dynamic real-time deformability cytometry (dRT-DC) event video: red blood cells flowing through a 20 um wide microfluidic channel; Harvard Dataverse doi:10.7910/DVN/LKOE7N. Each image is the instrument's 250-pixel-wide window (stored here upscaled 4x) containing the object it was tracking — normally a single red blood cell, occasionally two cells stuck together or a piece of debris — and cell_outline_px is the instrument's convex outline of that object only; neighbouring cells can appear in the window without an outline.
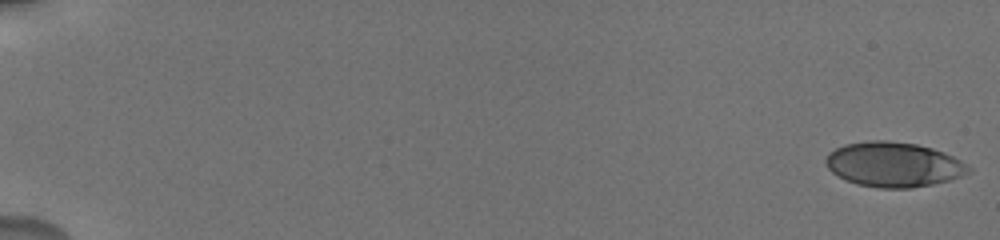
{"species": "human", "species_latin": "Homo sapiens", "temperature_condition": "cold", "stored_images_in_passage": 41, "camera_frame_rate_fps": 3000, "um_per_image_px": 0.085, "donor": {"sex": "male"}, "frame": {"image": 1, "passage_image": 1, "time_ms": 0.0, "image_size_px": [1000, 240], "cell_outline_px": [[972, 168], [968, 172], [960, 176], [948, 180], [932, 184], [912, 188], [880, 188], [856, 184], [832, 172], [828, 168], [824, 160], [828, 152], [844, 144], [868, 140], [888, 140], [916, 144], [932, 148], [944, 152], [960, 160]], "centroid_in_image_um": [75.93, 13.97], "position_along_channel_um": 9.1, "area_um2": 37.22}}
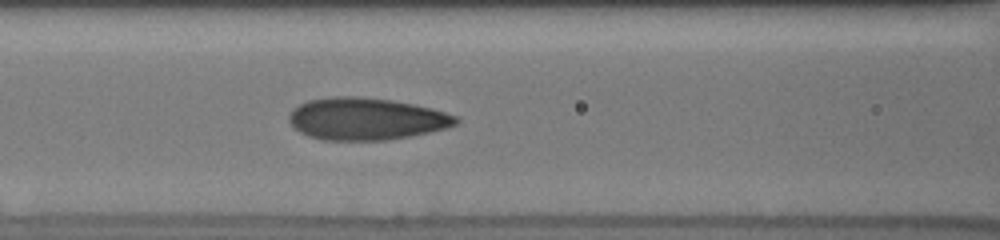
{"frame": {"image": 2, "passage_image": 21, "time_ms": 8.667, "image_size_px": [1000, 240], "cell_outline_px": [[460, 120], [456, 124], [444, 128], [412, 136], [388, 140], [324, 140], [308, 136], [300, 132], [288, 120], [288, 116], [292, 108], [308, 100], [332, 96], [360, 96], [392, 100], [416, 104], [432, 108], [456, 116]], "centroid_in_image_um": [31.11, 10.09], "position_along_channel_um": 135.5, "area_um2": 41.15}}
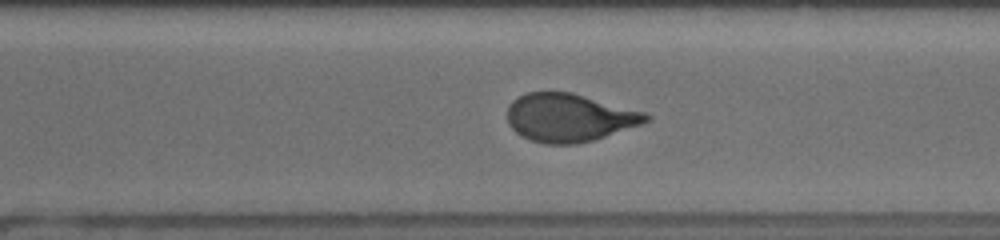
{"frame": {"image": 3, "passage_image": 33, "time_ms": 13.667, "image_size_px": [1000, 240], "cell_outline_px": [[652, 120], [592, 140], [576, 144], [544, 144], [532, 140], [516, 132], [508, 124], [508, 108], [512, 100], [528, 92], [572, 92], [648, 112], [652, 116]], "centroid_in_image_um": [48.42, 9.98], "position_along_channel_um": 322.2, "area_um2": 38.84}, "authors_computed_cell_mechanics": {"area_um2": 39.304, "velocity_mm_per_s": 3.752, "shape_relaxation_time_tau1_ms": 4.1423, "shape_relaxation_time_tau2_ms": 0.8344, "deformation_change_tau1": 0.1548, "deformation_change_tau2": 0.0623}}